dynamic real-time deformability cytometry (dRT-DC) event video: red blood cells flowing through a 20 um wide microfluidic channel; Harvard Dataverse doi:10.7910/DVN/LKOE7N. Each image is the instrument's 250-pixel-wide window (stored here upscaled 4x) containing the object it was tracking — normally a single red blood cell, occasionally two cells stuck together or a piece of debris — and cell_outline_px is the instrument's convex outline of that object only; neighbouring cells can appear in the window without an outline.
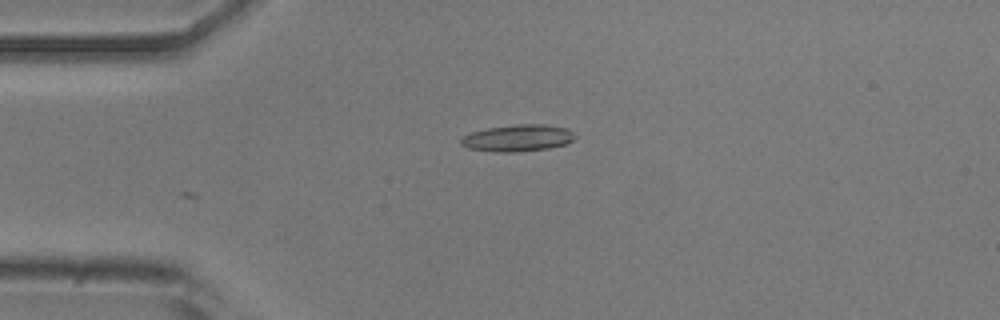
{"species": "common noctule bat (a hibernating species)", "species_latin": "Nyctalus noctula", "temperature_condition": "room temperature", "stored_images_in_passage": 20, "camera_frame_rate_fps": 3000, "um_per_image_px": 0.085, "animal": {"sex": "male", "body_mass_g": 20.5, "forearm_length_mm": 52.5}, "frame": {"image": 1, "passage_image": 2, "time_ms": 0.333, "image_size_px": [1000, 320], "cell_outline_px": [[576, 136], [572, 140], [564, 144], [548, 148], [516, 152], [496, 152], [468, 148], [460, 144], [460, 140], [464, 136], [472, 132], [488, 128], [516, 124], [544, 124], [568, 128]], "centroid_in_image_um": [44.01, 11.73], "position_along_channel_um": 41.0, "area_um2": 17.69}}
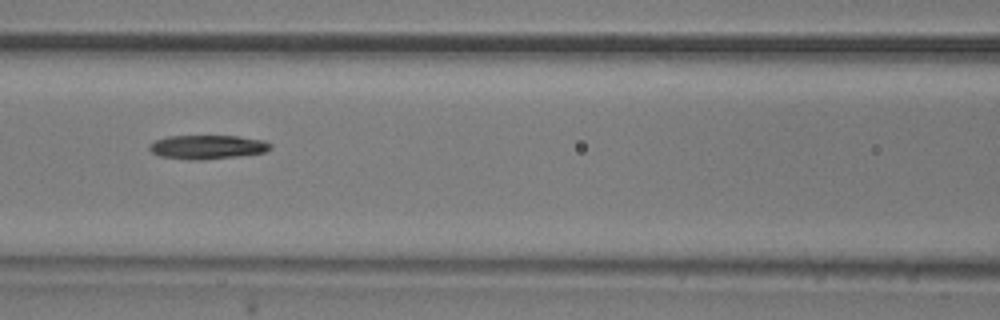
{"frame": {"image": 2, "passage_image": 12, "time_ms": 3.667, "image_size_px": [1000, 320], "cell_outline_px": [[272, 148], [264, 152], [236, 156], [200, 160], [188, 160], [160, 156], [152, 152], [148, 148], [148, 144], [156, 140], [168, 136], [236, 136], [264, 140], [272, 144]], "centroid_in_image_um": [17.61, 12.49], "position_along_channel_um": 149.0, "area_um2": 16.88}}
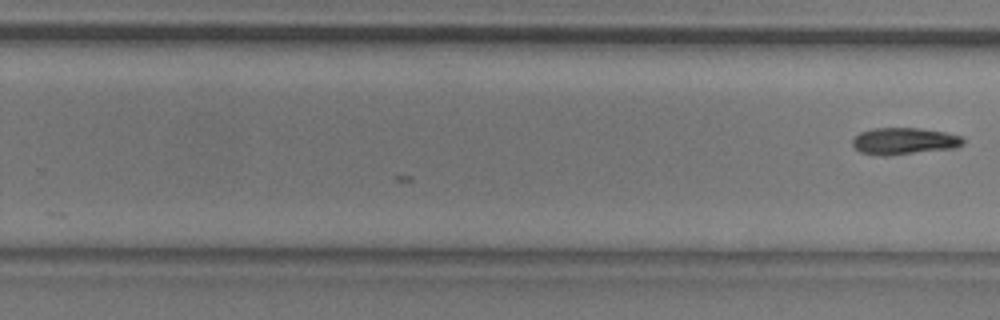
{"frame": {"image": 3, "passage_image": 20, "time_ms": 6.333, "image_size_px": [1000, 320], "cell_outline_px": [[964, 144], [956, 148], [884, 156], [860, 152], [852, 144], [852, 140], [860, 132], [872, 128], [920, 128], [944, 132], [960, 136], [964, 140]], "centroid_in_image_um": [76.85, 11.99], "position_along_channel_um": 252.9, "area_um2": 17.22}}